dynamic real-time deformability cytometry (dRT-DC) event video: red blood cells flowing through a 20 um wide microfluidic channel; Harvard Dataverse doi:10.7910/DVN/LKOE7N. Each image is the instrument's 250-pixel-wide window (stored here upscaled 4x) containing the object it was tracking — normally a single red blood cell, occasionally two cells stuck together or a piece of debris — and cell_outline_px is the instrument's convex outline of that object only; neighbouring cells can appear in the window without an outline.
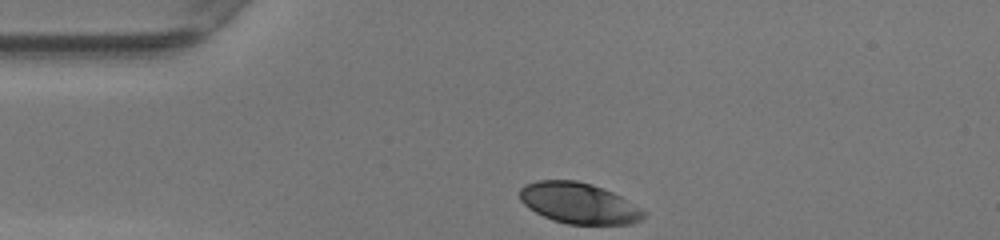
{"species": "human", "species_latin": "Homo sapiens", "temperature_condition": "warm", "stored_images_in_passage": 29, "camera_frame_rate_fps": 3000, "um_per_image_px": 0.085, "donor": {"sex": "female"}, "frame": {"image": 1, "passage_image": 1, "time_ms": 0.0, "image_size_px": [1000, 240], "cell_outline_px": [[648, 212], [640, 220], [632, 224], [568, 224], [552, 220], [528, 208], [520, 200], [520, 188], [524, 184], [536, 180], [576, 180], [592, 184], [612, 192], [620, 196]], "centroid_in_image_um": [49.19, 17.26], "position_along_channel_um": 35.8, "area_um2": 29.59}}
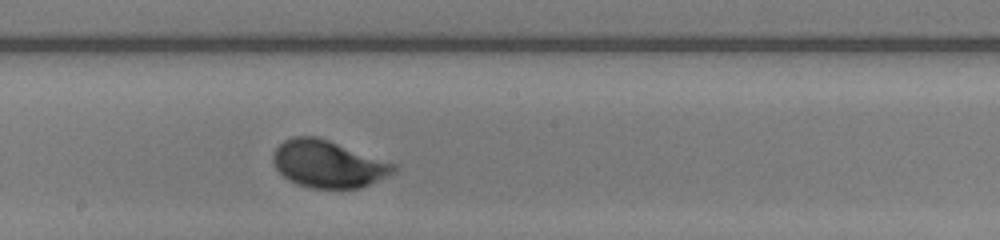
{"frame": {"image": 2, "passage_image": 17, "time_ms": 5.333, "image_size_px": [1000, 240], "cell_outline_px": [[400, 168], [396, 172], [360, 188], [312, 188], [296, 184], [288, 180], [272, 164], [272, 156], [276, 148], [284, 140], [292, 136], [316, 136], [400, 164]], "centroid_in_image_um": [27.93, 13.94], "position_along_channel_um": 220.3, "area_um2": 33.52}}
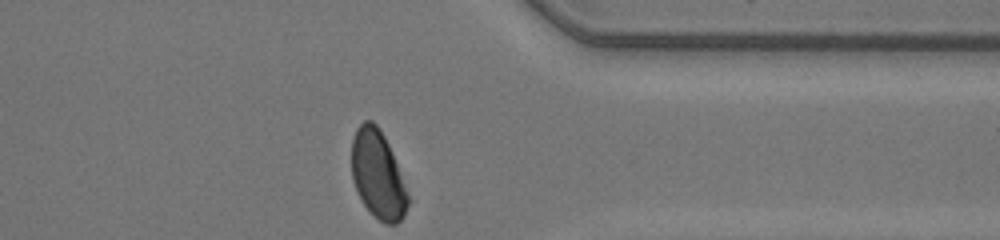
{"frame": {"image": 3, "passage_image": 29, "time_ms": 9.333, "image_size_px": [1000, 240], "cell_outline_px": [[412, 200], [404, 216], [396, 224], [384, 224], [364, 204], [352, 180], [352, 136], [356, 128], [364, 120], [372, 120], [376, 124], [384, 136], [392, 152]], "centroid_in_image_um": [32.15, 14.85], "position_along_channel_um": 379.3, "area_um2": 29.02}, "authors_computed_cell_mechanics": {"area_um2": 33.1194, "velocity_mm_per_s": 4.185, "shape_relaxation_time_tau1_ms": 2.3984, "shape_relaxation_time_tau2_ms": null, "deformation_change_tau1": 0.1332, "deformation_change_tau2": null}}